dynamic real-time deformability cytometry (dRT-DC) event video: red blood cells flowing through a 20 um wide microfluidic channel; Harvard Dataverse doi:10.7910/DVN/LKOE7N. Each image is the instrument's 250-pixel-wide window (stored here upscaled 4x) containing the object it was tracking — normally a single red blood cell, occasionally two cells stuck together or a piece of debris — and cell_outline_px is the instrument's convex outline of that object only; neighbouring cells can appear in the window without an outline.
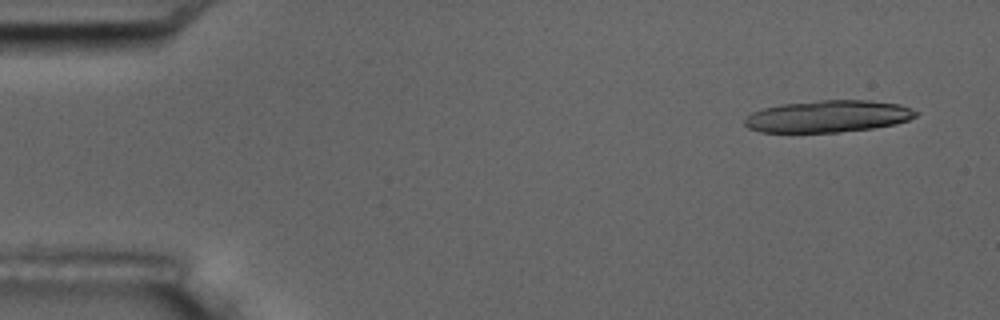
{"species": "common noctule bat (a hibernating species)", "species_latin": "Nyctalus noctula", "temperature_condition": "room temperature", "stored_images_in_passage": 5, "camera_frame_rate_fps": 3000, "um_per_image_px": 0.085, "animal": {"sex": "male", "body_mass_g": 17.5, "forearm_length_mm": 52.3}, "frame": {"image": 1, "passage_image": 1, "time_ms": 0.0, "image_size_px": [1000, 320], "cell_outline_px": [[920, 112], [916, 116], [908, 120], [896, 124], [872, 128], [836, 132], [760, 132], [748, 128], [744, 124], [744, 120], [752, 112], [764, 108], [780, 104], [820, 100], [868, 100], [900, 104]], "centroid_in_image_um": [70.39, 9.88], "position_along_channel_um": 14.6, "area_um2": 31.91}}